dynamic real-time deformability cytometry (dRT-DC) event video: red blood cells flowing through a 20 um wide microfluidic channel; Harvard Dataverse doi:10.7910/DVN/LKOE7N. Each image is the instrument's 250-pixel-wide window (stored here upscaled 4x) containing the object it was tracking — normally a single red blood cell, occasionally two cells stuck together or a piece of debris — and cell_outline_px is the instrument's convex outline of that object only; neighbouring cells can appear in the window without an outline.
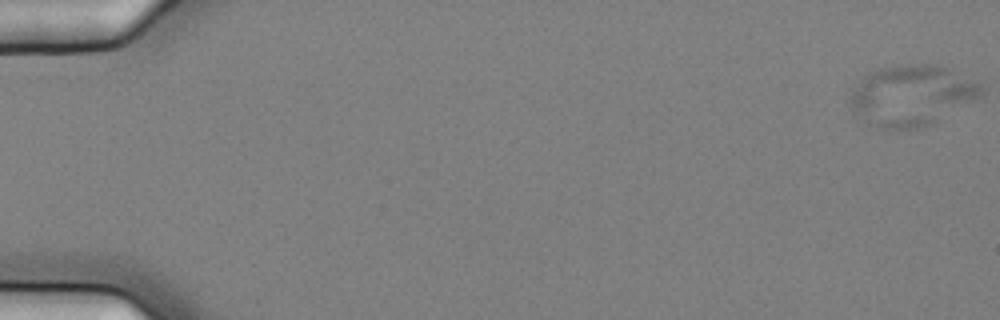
{"species": "common noctule bat (a hibernating species)", "species_latin": "Nyctalus noctula", "temperature_condition": "cold", "stored_images_in_passage": 7, "camera_frame_rate_fps": 3000, "um_per_image_px": 0.085, "animal": {"sex": "female", "body_mass_g": 25.1}, "frame": {"image": 1, "passage_image": 1, "time_ms": 0.0, "image_size_px": [1000, 320], "cell_outline_px": [[984, 92], [980, 96], [932, 124], [920, 128], [888, 132], [876, 128], [868, 124], [852, 108], [852, 88], [868, 72], [880, 68], [896, 64], [940, 64], [980, 84], [984, 88]], "centroid_in_image_um": [77.47, 8.13], "position_along_channel_um": 7.5, "area_um2": 46.64}}
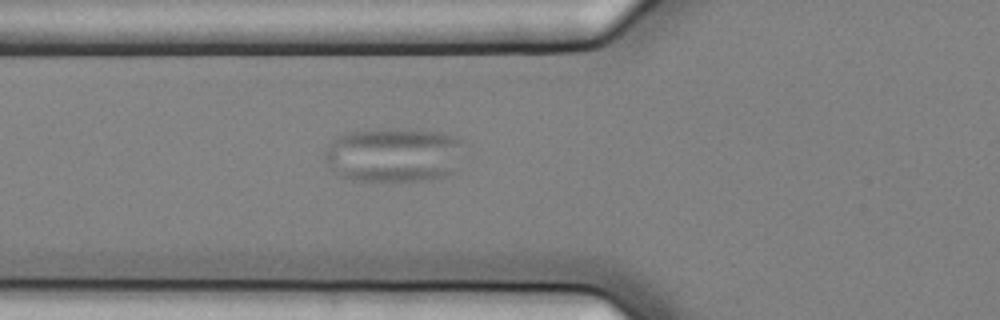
{"frame": {"image": 2, "passage_image": 7, "time_ms": 2.0, "image_size_px": [1000, 320], "cell_outline_px": [[460, 140], [456, 172], [444, 176], [424, 180], [352, 180], [340, 176], [332, 172], [324, 160], [324, 152], [328, 144], [332, 140], [348, 132], [380, 128], [396, 128], [440, 132], [456, 136]], "centroid_in_image_um": [33.39, 13.15], "position_along_channel_um": 92.4, "area_um2": 44.27}}